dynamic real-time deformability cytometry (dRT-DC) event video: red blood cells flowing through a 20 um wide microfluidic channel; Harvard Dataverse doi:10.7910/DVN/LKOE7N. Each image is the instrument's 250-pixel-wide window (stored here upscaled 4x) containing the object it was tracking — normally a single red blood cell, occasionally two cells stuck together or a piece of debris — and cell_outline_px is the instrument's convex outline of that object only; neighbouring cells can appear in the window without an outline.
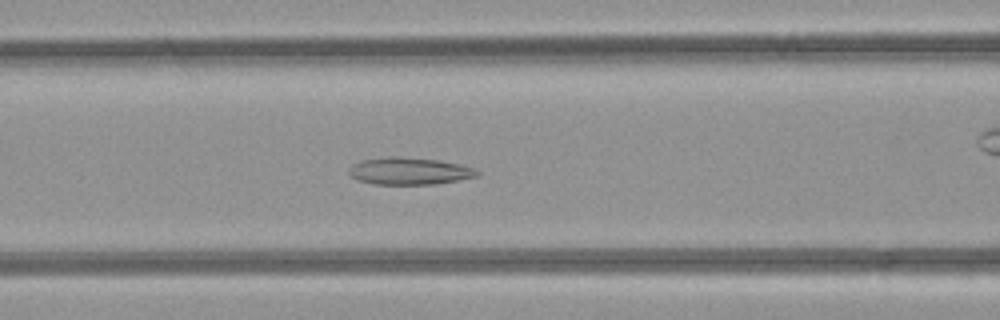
{"species": "common noctule bat (a hibernating species)", "species_latin": "Nyctalus noctula", "temperature_condition": "room temperature", "stored_images_in_passage": 18, "camera_frame_rate_fps": 3000, "um_per_image_px": 0.085, "animal": {"sex": "female", "body_mass_g": 21.9}, "frame": {"image": 1, "passage_image": 13, "time_ms": 4.0, "image_size_px": [1000, 320], "cell_outline_px": [[480, 172], [476, 176], [460, 180], [436, 184], [372, 184], [356, 180], [348, 172], [348, 168], [352, 164], [360, 160], [388, 156], [400, 156], [436, 160], [460, 164], [472, 168]], "centroid_in_image_um": [34.73, 14.54], "position_along_channel_um": 131.9, "area_um2": 20.4}}
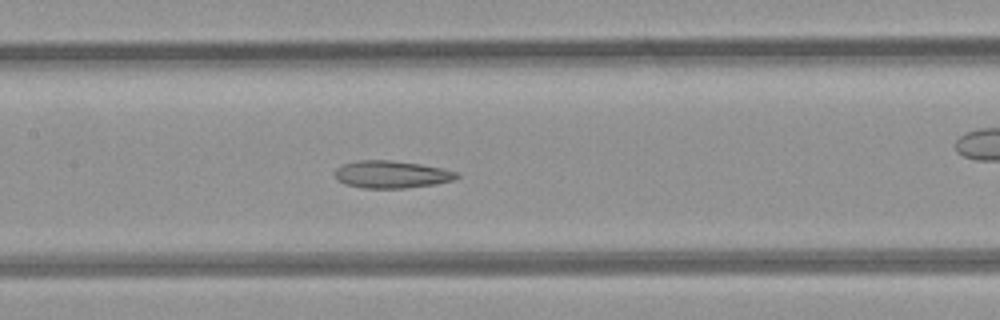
{"frame": {"image": 2, "passage_image": 16, "time_ms": 5.0, "image_size_px": [1000, 320], "cell_outline_px": [[460, 176], [456, 180], [436, 184], [404, 188], [364, 188], [344, 184], [336, 180], [336, 168], [340, 164], [356, 160], [388, 160], [420, 164], [460, 172]], "centroid_in_image_um": [33.28, 14.82], "position_along_channel_um": 174.1, "area_um2": 19.65}}